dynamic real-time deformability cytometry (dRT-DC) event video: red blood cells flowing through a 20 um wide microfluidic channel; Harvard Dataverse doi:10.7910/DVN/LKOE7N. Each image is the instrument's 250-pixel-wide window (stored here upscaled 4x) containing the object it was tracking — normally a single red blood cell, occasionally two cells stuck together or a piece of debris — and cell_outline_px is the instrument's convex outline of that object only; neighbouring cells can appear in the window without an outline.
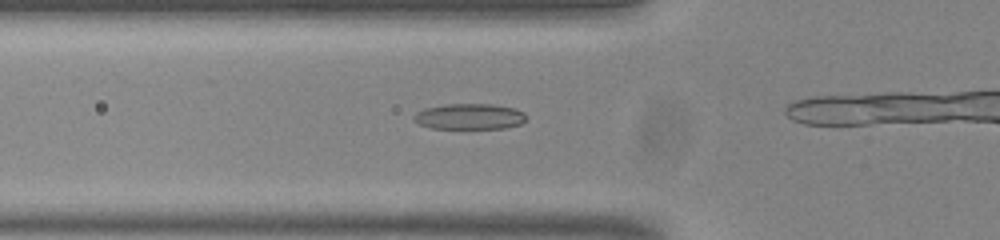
{"species": "common noctule bat (a hibernating species)", "species_latin": "Nyctalus noctula", "temperature_condition": "room temperature", "stored_images_in_passage": 20, "camera_frame_rate_fps": 3000, "um_per_image_px": 0.085, "animal": {"sex": "male", "body_mass_g": 20.0, "forearm_length_mm": 53.3}, "frame": {"image": 1, "passage_image": 12, "time_ms": 3.667, "image_size_px": [1000, 240], "cell_outline_px": [[528, 116], [520, 124], [504, 128], [432, 128], [420, 124], [412, 120], [412, 116], [416, 112], [424, 108], [444, 104], [492, 104], [516, 108], [524, 112]], "centroid_in_image_um": [39.9, 9.89], "position_along_channel_um": 85.9, "area_um2": 16.99}}
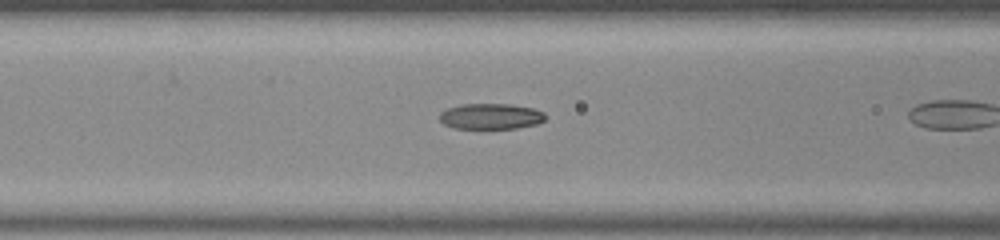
{"frame": {"image": 2, "passage_image": 15, "time_ms": 4.667, "image_size_px": [1000, 240], "cell_outline_px": [[544, 120], [536, 124], [516, 128], [452, 128], [444, 124], [440, 120], [440, 112], [448, 108], [460, 104], [508, 104], [532, 108], [544, 112]], "centroid_in_image_um": [41.68, 9.88], "position_along_channel_um": 124.9, "area_um2": 15.72}}